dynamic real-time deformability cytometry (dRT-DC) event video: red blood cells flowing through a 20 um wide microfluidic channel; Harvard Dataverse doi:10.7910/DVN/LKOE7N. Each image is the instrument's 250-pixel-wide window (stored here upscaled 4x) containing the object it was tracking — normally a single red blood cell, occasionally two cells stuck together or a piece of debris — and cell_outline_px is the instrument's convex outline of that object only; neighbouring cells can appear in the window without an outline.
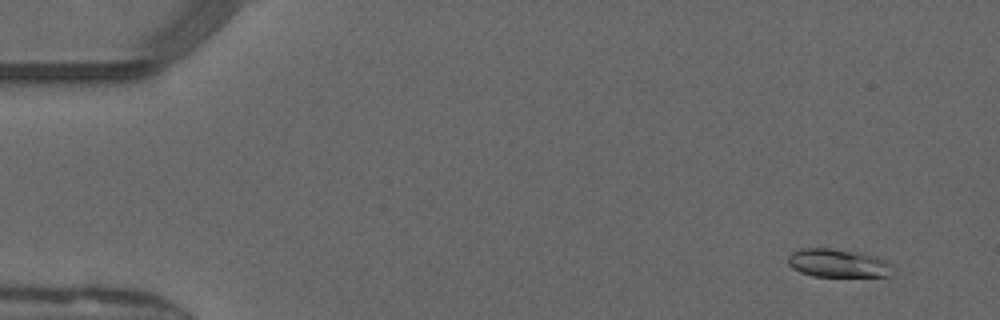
{"species": "common noctule bat (a hibernating species)", "species_latin": "Nyctalus noctula", "temperature_condition": "warm", "stored_images_in_passage": 50, "camera_frame_rate_fps": 3000, "um_per_image_px": 0.085, "animal": {"sex": "male", "forearm_length_mm": 52.5}, "frame": {"image": 1, "passage_image": 4, "time_ms": 1.0, "image_size_px": [1000, 320], "cell_outline_px": [[892, 264], [888, 276], [812, 276], [800, 272], [792, 268], [788, 264], [788, 256], [792, 252], [800, 248], [832, 248], [856, 252], [876, 256]], "centroid_in_image_um": [71.17, 22.36], "position_along_channel_um": 13.8, "area_um2": 17.17}}
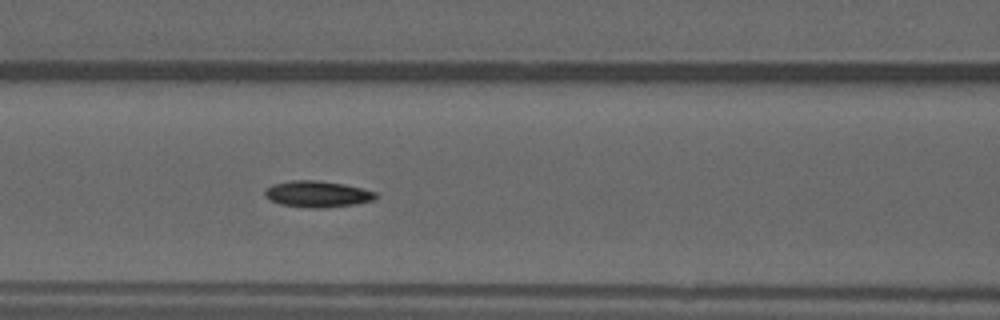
{"frame": {"image": 2, "passage_image": 22, "time_ms": 7.0, "image_size_px": [1000, 320], "cell_outline_px": [[376, 196], [372, 200], [356, 204], [324, 208], [308, 208], [280, 204], [268, 200], [264, 196], [264, 188], [272, 184], [292, 180], [320, 180], [344, 184], [376, 192]], "centroid_in_image_um": [26.9, 16.49], "position_along_channel_um": 139.7, "area_um2": 17.17}}
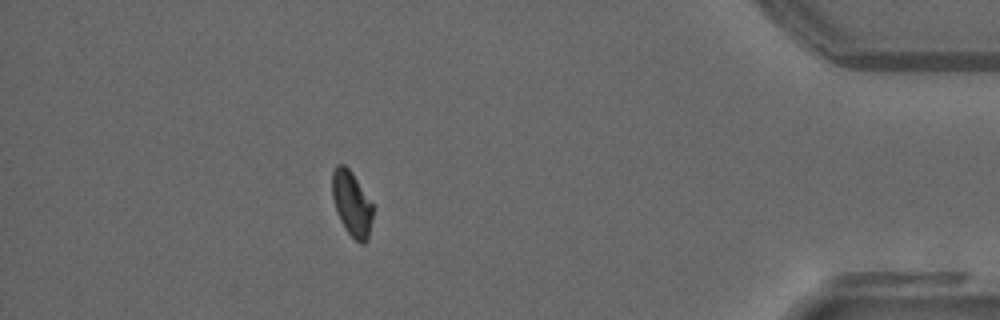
{"frame": {"image": 3, "passage_image": 45, "time_ms": 14.667, "image_size_px": [1000, 320], "cell_outline_px": [[372, 220], [368, 240], [364, 244], [360, 244], [348, 232], [340, 220], [332, 196], [332, 172], [336, 164], [344, 164], [352, 172], [372, 204]], "centroid_in_image_um": [29.89, 17.31], "position_along_channel_um": 405.3, "area_um2": 15.2}, "authors_computed_cell_mechanics": {"area_um2": 16.2996, "velocity_mm_per_s": 4.1009, "shape_relaxation_time_tau1_ms": null, "shape_relaxation_time_tau2_ms": 6.3021, "deformation_change_tau1": null, "deformation_change_tau2": 0.0979}}